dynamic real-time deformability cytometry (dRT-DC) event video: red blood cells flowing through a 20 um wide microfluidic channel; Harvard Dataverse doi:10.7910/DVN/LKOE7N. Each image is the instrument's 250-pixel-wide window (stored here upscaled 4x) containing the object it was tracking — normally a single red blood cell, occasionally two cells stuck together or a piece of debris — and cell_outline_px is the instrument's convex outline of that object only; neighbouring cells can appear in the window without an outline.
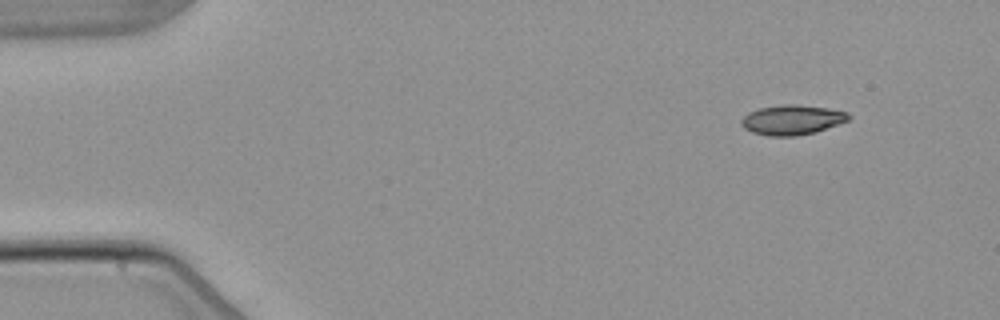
{"species": "common noctule bat (a hibernating species)", "species_latin": "Nyctalus noctula", "temperature_condition": "warm", "stored_images_in_passage": 5, "segment_of_instrument_passage": [2, 2], "camera_frame_rate_fps": 3000, "um_per_image_px": 0.085, "animal": {"sex": "male", "body_mass_g": 21.5, "forearm_length_mm": 52.0}, "frame": {"image": 1, "passage_image": 5, "time_ms": 5.667, "image_size_px": [1000, 320], "cell_outline_px": [[852, 116], [848, 120], [816, 132], [796, 136], [768, 136], [752, 132], [744, 128], [740, 124], [740, 120], [748, 112], [760, 108], [784, 104], [796, 104], [828, 108], [848, 112]], "centroid_in_image_um": [67.32, 10.19], "position_along_channel_um": 17.7, "area_um2": 18.73}}